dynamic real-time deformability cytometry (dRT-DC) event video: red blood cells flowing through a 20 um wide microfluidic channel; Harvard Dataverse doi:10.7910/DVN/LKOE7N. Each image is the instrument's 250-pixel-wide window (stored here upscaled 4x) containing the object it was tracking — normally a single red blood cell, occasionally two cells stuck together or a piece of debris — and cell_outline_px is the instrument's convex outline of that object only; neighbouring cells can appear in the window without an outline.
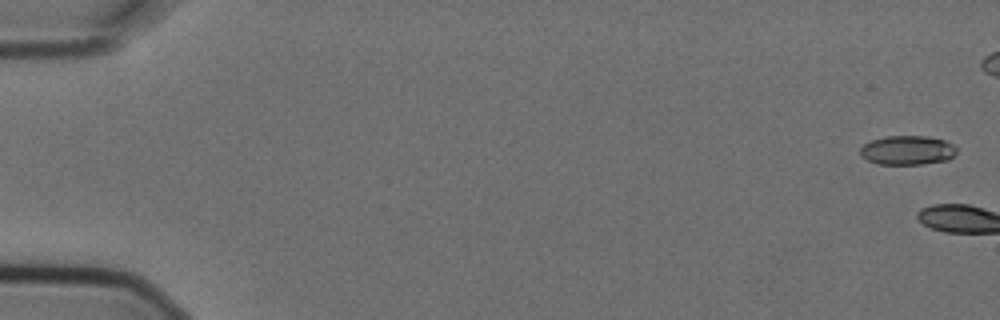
{"species": "Egyptian fruit bat (a non-hibernating species)", "species_latin": "Rousettus aegyptiacus", "temperature_condition": "cold", "stored_images_in_passage": 7, "camera_frame_rate_fps": 3000, "um_per_image_px": 0.085, "animal": {"sex": "female"}, "frame": {"image": 1, "passage_image": 1, "time_ms": 0.0, "image_size_px": [1000, 320], "cell_outline_px": [[956, 152], [948, 160], [920, 164], [880, 164], [868, 160], [860, 156], [860, 148], [864, 144], [872, 140], [884, 136], [928, 136], [944, 140], [952, 144], [956, 148]], "centroid_in_image_um": [77.11, 12.76], "position_along_channel_um": 7.9, "area_um2": 16.36}}